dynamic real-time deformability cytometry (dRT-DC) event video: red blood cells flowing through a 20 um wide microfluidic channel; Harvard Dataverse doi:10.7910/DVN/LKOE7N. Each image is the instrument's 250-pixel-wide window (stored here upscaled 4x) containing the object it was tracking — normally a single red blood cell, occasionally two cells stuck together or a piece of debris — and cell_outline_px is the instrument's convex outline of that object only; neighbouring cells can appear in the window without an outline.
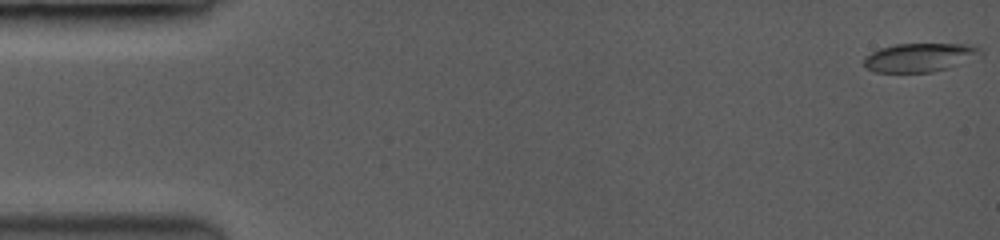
{"species": "common noctule bat (a hibernating species)", "species_latin": "Nyctalus noctula", "temperature_condition": "room temperature", "stored_images_in_passage": 44, "camera_frame_rate_fps": 3500, "um_per_image_px": 0.085, "animal": {"sex": "female", "body_mass_g": 19.0, "forearm_length_mm": 53.3}, "frame": {"image": 1, "passage_image": 1, "time_ms": 0.0, "image_size_px": [1000, 240], "cell_outline_px": [[976, 48], [972, 52], [956, 64], [948, 68], [936, 72], [876, 72], [868, 68], [864, 64], [864, 60], [872, 52], [880, 48], [896, 44], [956, 44]], "centroid_in_image_um": [77.91, 4.9], "position_along_channel_um": 7.1, "area_um2": 18.03}}
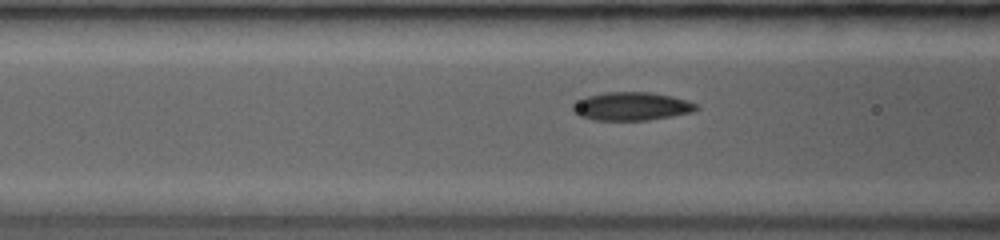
{"frame": {"image": 2, "passage_image": 26, "time_ms": 6.286, "image_size_px": [1000, 240], "cell_outline_px": [[700, 108], [692, 112], [648, 120], [596, 120], [580, 116], [572, 112], [572, 104], [588, 96], [604, 92], [648, 92], [668, 96], [684, 100], [696, 104]], "centroid_in_image_um": [53.64, 9.04], "position_along_channel_um": 113.0, "area_um2": 20.06}}
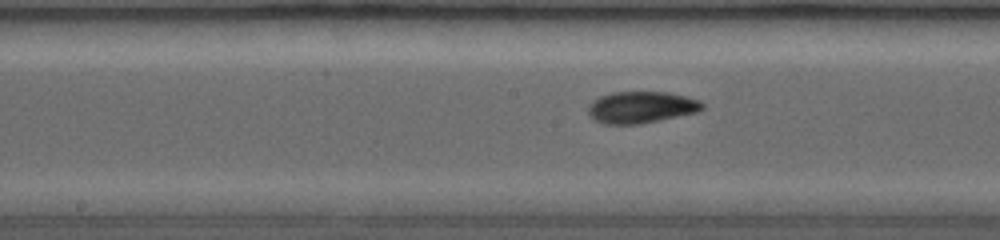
{"frame": {"image": 3, "passage_image": 36, "time_ms": 8.286, "image_size_px": [1000, 240], "cell_outline_px": [[704, 108], [696, 112], [640, 124], [604, 124], [596, 120], [588, 112], [588, 108], [600, 96], [612, 92], [664, 92], [684, 96], [696, 100], [704, 104]], "centroid_in_image_um": [54.5, 9.12], "position_along_channel_um": 193.7, "area_um2": 20.58}}